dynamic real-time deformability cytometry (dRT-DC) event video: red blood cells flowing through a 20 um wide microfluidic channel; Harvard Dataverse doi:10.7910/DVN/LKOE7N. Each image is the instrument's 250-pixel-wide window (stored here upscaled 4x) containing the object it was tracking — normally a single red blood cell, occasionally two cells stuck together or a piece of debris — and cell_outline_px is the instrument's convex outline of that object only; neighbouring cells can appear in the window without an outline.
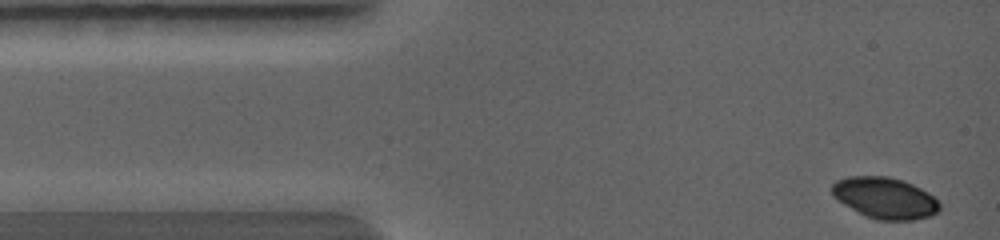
{"species": "common noctule bat (a hibernating species)", "species_latin": "Nyctalus noctula", "temperature_condition": "warm", "stored_images_in_passage": 3, "camera_frame_rate_fps": 5000, "um_per_image_px": 0.085, "animal": {"sex": "female", "body_mass_g": 19.0, "forearm_length_mm": 56.7}, "frame": {"image": 1, "passage_image": 1, "time_ms": 0.0, "image_size_px": [1000, 240], "cell_outline_px": [[940, 208], [936, 212], [928, 216], [912, 220], [876, 220], [864, 216], [844, 204], [832, 192], [832, 184], [840, 180], [864, 176], [896, 180], [908, 184], [932, 196], [940, 204]], "centroid_in_image_um": [75.21, 16.89], "position_along_channel_um": 9.8, "area_um2": 24.45}}